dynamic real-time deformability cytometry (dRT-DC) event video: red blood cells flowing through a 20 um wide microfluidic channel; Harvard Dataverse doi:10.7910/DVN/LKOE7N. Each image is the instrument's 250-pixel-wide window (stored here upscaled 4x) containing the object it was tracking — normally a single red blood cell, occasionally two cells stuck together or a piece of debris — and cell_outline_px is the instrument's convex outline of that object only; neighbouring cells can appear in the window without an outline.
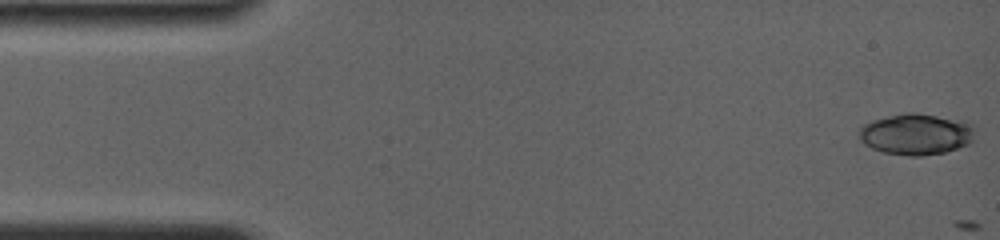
{"species": "common noctule bat (a hibernating species)", "species_latin": "Nyctalus noctula", "temperature_condition": "room temperature", "stored_images_in_passage": 3, "camera_frame_rate_fps": 4000, "um_per_image_px": 0.085, "animal": {"sex": "female", "body_mass_g": 19.0, "forearm_length_mm": 56.7}, "frame": {"image": 1, "passage_image": 1, "time_ms": 0.0, "image_size_px": [1000, 240], "cell_outline_px": [[972, 140], [968, 144], [944, 152], [924, 156], [908, 156], [884, 152], [872, 148], [864, 144], [860, 140], [856, 132], [864, 124], [872, 120], [904, 112], [916, 112], [964, 120], [972, 124]], "centroid_in_image_um": [77.82, 11.39], "position_along_channel_um": 7.2, "area_um2": 27.98}}